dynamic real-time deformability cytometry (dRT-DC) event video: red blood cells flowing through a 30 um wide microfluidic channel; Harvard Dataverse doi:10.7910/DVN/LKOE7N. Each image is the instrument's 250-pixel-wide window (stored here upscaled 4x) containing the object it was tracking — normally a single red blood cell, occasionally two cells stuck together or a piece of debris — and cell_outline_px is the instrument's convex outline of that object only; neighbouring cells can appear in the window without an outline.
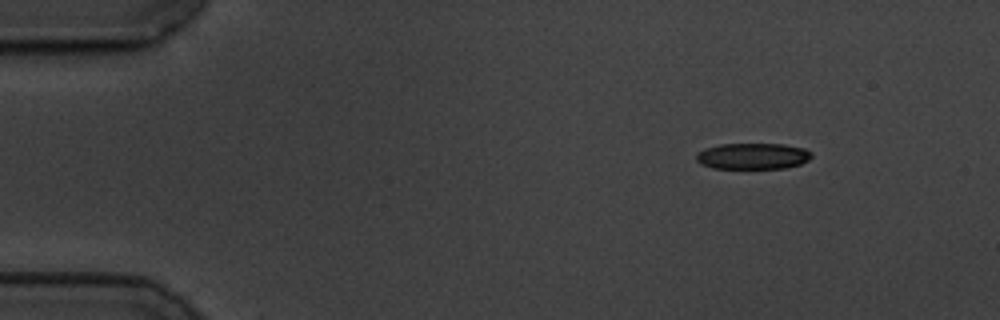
{"species": "common noctule bat (a hibernating species)", "species_latin": "Nyctalus noctula", "temperature_condition": "cold", "stored_images_in_passage": 51, "camera_frame_rate_fps": 3000, "um_per_image_px": 0.085, "animal": {"sex": "male", "body_mass_g": 19.5, "forearm_length_mm": 54.6}, "frame": {"image": 1, "passage_image": 1, "time_ms": 0.0, "image_size_px": [1000, 320], "cell_outline_px": [[812, 156], [808, 160], [800, 164], [784, 168], [712, 168], [700, 164], [696, 160], [696, 152], [704, 148], [720, 144], [784, 144], [804, 148], [812, 152]], "centroid_in_image_um": [63.96, 13.26], "position_along_channel_um": 21.0, "area_um2": 17.69}}
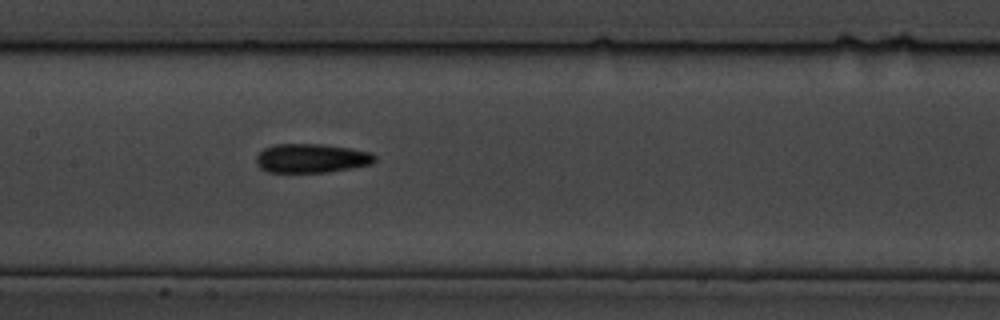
{"frame": {"image": 2, "passage_image": 22, "time_ms": 7.0, "image_size_px": [1000, 320], "cell_outline_px": [[376, 160], [372, 164], [352, 168], [328, 172], [268, 172], [260, 168], [256, 164], [256, 156], [264, 148], [276, 144], [324, 144], [352, 148], [372, 152], [376, 156]], "centroid_in_image_um": [26.5, 13.45], "position_along_channel_um": 180.9, "area_um2": 20.29}}
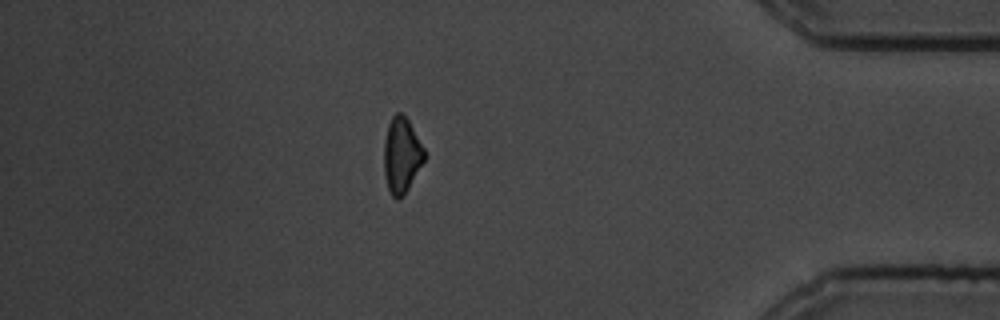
{"frame": {"image": 3, "passage_image": 44, "time_ms": 14.333, "image_size_px": [1000, 320], "cell_outline_px": [[424, 160], [404, 196], [396, 200], [392, 196], [388, 188], [384, 172], [384, 140], [388, 124], [392, 116], [396, 112], [400, 112], [408, 120], [424, 148]], "centroid_in_image_um": [34.12, 13.2], "position_along_channel_um": 401.1, "area_um2": 17.63}, "authors_computed_cell_mechanics": {"area_um2": 19.1318, "velocity_mm_per_s": 3.4923, "shape_relaxation_time_tau1_ms": 4.6642, "shape_relaxation_time_tau2_ms": 4.8786, "deformation_change_tau1": 0.1231, "deformation_change_tau2": 0.1356}}